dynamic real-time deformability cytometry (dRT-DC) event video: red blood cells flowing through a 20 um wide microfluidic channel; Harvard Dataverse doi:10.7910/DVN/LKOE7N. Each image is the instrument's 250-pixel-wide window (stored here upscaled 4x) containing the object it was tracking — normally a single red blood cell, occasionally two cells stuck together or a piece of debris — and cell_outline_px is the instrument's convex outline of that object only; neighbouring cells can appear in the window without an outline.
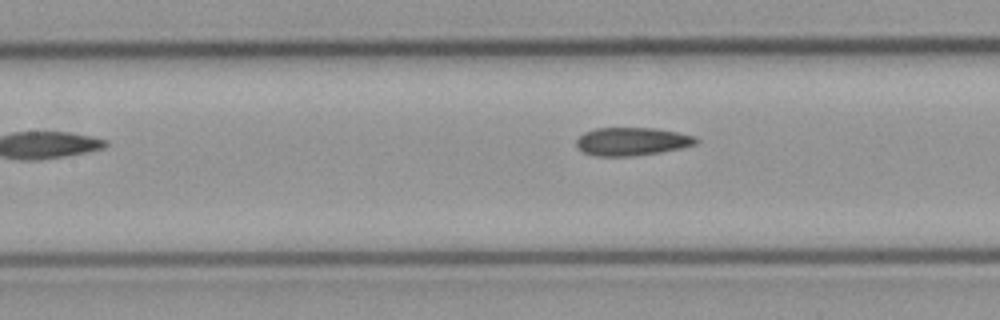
{"species": "common noctule bat (a hibernating species)", "species_latin": "Nyctalus noctula", "temperature_condition": "cold", "stored_images_in_passage": 10, "camera_frame_rate_fps": 3000, "um_per_image_px": 0.085, "animal": {"sex": "male", "body_mass_g": 23.1, "forearm_length_mm": 52.7}, "frame": {"image": 1, "passage_image": 7, "time_ms": 2.0, "image_size_px": [1000, 320], "cell_outline_px": [[700, 140], [696, 144], [684, 148], [660, 152], [632, 156], [596, 156], [584, 152], [576, 144], [576, 140], [584, 132], [596, 128], [656, 128], [696, 136]], "centroid_in_image_um": [53.76, 12.02], "position_along_channel_um": 153.6, "area_um2": 19.65}}
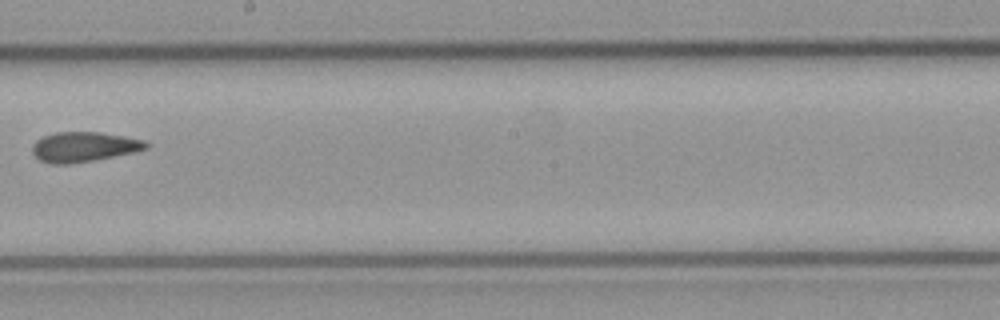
{"frame": {"image": 2, "passage_image": 9, "time_ms": 2.667, "image_size_px": [1000, 320], "cell_outline_px": [[148, 148], [136, 152], [92, 160], [68, 164], [52, 164], [40, 160], [32, 152], [32, 144], [36, 140], [44, 136], [56, 132], [100, 132], [144, 140], [148, 144]], "centroid_in_image_um": [7.12, 12.48], "position_along_channel_um": 241.1, "area_um2": 19.71}}
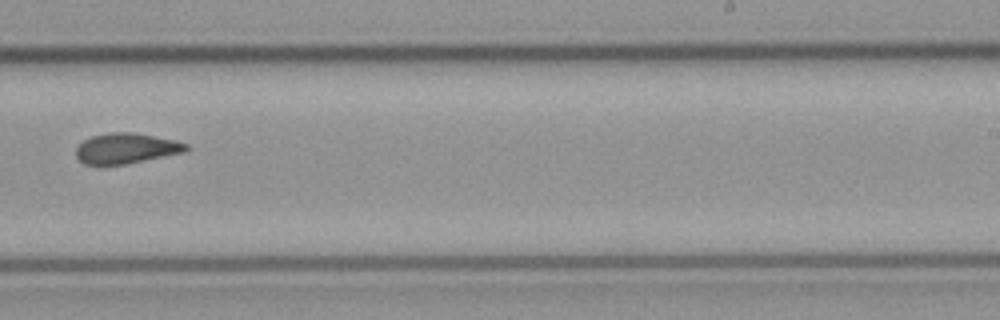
{"frame": {"image": 3, "passage_image": 10, "time_ms": 3.0, "image_size_px": [1000, 320], "cell_outline_px": [[188, 148], [184, 152], [124, 164], [84, 164], [76, 156], [76, 148], [84, 140], [92, 136], [112, 132], [132, 132], [176, 140], [188, 144]], "centroid_in_image_um": [10.72, 12.6], "position_along_channel_um": 278.3, "area_um2": 19.19}}